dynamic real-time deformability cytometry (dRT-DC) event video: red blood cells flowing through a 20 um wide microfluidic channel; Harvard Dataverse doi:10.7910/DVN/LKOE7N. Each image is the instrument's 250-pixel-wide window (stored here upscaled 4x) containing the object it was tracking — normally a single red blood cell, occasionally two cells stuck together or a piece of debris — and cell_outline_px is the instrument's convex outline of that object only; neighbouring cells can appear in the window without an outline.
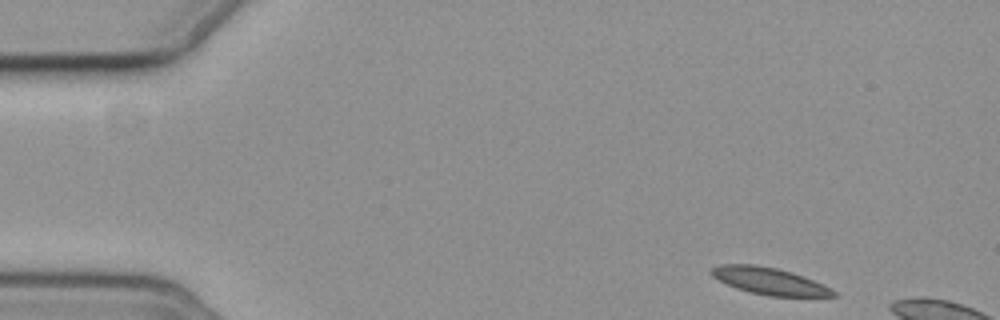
{"species": "common noctule bat (a hibernating species)", "species_latin": "Nyctalus noctula", "temperature_condition": "cold", "stored_images_in_passage": 3, "camera_frame_rate_fps": 3000, "um_per_image_px": 0.085, "animal": {"sex": "female", "body_mass_g": 19.3, "forearm_length_mm": 54.1}, "frame": {"image": 1, "passage_image": 1, "time_ms": 0.0, "image_size_px": [1000, 320], "cell_outline_px": [[840, 296], [768, 296], [736, 288], [712, 276], [708, 272], [712, 268], [720, 264], [756, 264], [776, 268], [792, 272], [804, 276], [832, 288]], "centroid_in_image_um": [65.42, 23.88], "position_along_channel_um": 19.6, "area_um2": 19.13}}